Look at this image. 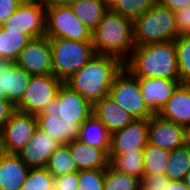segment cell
Returning <instances> with one entry per match:
<instances>
[{
  "mask_svg": "<svg viewBox=\"0 0 190 190\" xmlns=\"http://www.w3.org/2000/svg\"><path fill=\"white\" fill-rule=\"evenodd\" d=\"M24 0H0V26L9 19Z\"/></svg>",
  "mask_w": 190,
  "mask_h": 190,
  "instance_id": "38",
  "label": "cell"
},
{
  "mask_svg": "<svg viewBox=\"0 0 190 190\" xmlns=\"http://www.w3.org/2000/svg\"><path fill=\"white\" fill-rule=\"evenodd\" d=\"M2 128L7 152L17 154L33 137L38 122L36 115L16 110Z\"/></svg>",
  "mask_w": 190,
  "mask_h": 190,
  "instance_id": "13",
  "label": "cell"
},
{
  "mask_svg": "<svg viewBox=\"0 0 190 190\" xmlns=\"http://www.w3.org/2000/svg\"><path fill=\"white\" fill-rule=\"evenodd\" d=\"M32 39L26 33H20L15 30H4L0 26V57L14 62L18 58L19 52Z\"/></svg>",
  "mask_w": 190,
  "mask_h": 190,
  "instance_id": "25",
  "label": "cell"
},
{
  "mask_svg": "<svg viewBox=\"0 0 190 190\" xmlns=\"http://www.w3.org/2000/svg\"><path fill=\"white\" fill-rule=\"evenodd\" d=\"M14 63L31 76L53 75L51 45L48 36L33 38Z\"/></svg>",
  "mask_w": 190,
  "mask_h": 190,
  "instance_id": "11",
  "label": "cell"
},
{
  "mask_svg": "<svg viewBox=\"0 0 190 190\" xmlns=\"http://www.w3.org/2000/svg\"><path fill=\"white\" fill-rule=\"evenodd\" d=\"M157 115L184 127L190 124V84H180Z\"/></svg>",
  "mask_w": 190,
  "mask_h": 190,
  "instance_id": "17",
  "label": "cell"
},
{
  "mask_svg": "<svg viewBox=\"0 0 190 190\" xmlns=\"http://www.w3.org/2000/svg\"><path fill=\"white\" fill-rule=\"evenodd\" d=\"M70 7L77 18L93 31L109 6L101 0H77Z\"/></svg>",
  "mask_w": 190,
  "mask_h": 190,
  "instance_id": "24",
  "label": "cell"
},
{
  "mask_svg": "<svg viewBox=\"0 0 190 190\" xmlns=\"http://www.w3.org/2000/svg\"><path fill=\"white\" fill-rule=\"evenodd\" d=\"M77 139L84 144L103 149L107 154L109 153L111 133L94 114H91L80 125Z\"/></svg>",
  "mask_w": 190,
  "mask_h": 190,
  "instance_id": "23",
  "label": "cell"
},
{
  "mask_svg": "<svg viewBox=\"0 0 190 190\" xmlns=\"http://www.w3.org/2000/svg\"><path fill=\"white\" fill-rule=\"evenodd\" d=\"M77 170H105L109 166L108 154L100 148L84 144L78 139L67 143Z\"/></svg>",
  "mask_w": 190,
  "mask_h": 190,
  "instance_id": "19",
  "label": "cell"
},
{
  "mask_svg": "<svg viewBox=\"0 0 190 190\" xmlns=\"http://www.w3.org/2000/svg\"><path fill=\"white\" fill-rule=\"evenodd\" d=\"M148 143L170 151L182 147L186 144L185 127L153 115L149 119Z\"/></svg>",
  "mask_w": 190,
  "mask_h": 190,
  "instance_id": "14",
  "label": "cell"
},
{
  "mask_svg": "<svg viewBox=\"0 0 190 190\" xmlns=\"http://www.w3.org/2000/svg\"><path fill=\"white\" fill-rule=\"evenodd\" d=\"M158 3V0H113L109 8L134 21Z\"/></svg>",
  "mask_w": 190,
  "mask_h": 190,
  "instance_id": "30",
  "label": "cell"
},
{
  "mask_svg": "<svg viewBox=\"0 0 190 190\" xmlns=\"http://www.w3.org/2000/svg\"><path fill=\"white\" fill-rule=\"evenodd\" d=\"M62 144L39 128L17 155L29 168L46 167L50 155Z\"/></svg>",
  "mask_w": 190,
  "mask_h": 190,
  "instance_id": "15",
  "label": "cell"
},
{
  "mask_svg": "<svg viewBox=\"0 0 190 190\" xmlns=\"http://www.w3.org/2000/svg\"><path fill=\"white\" fill-rule=\"evenodd\" d=\"M11 63L10 60L0 57V71H4Z\"/></svg>",
  "mask_w": 190,
  "mask_h": 190,
  "instance_id": "44",
  "label": "cell"
},
{
  "mask_svg": "<svg viewBox=\"0 0 190 190\" xmlns=\"http://www.w3.org/2000/svg\"><path fill=\"white\" fill-rule=\"evenodd\" d=\"M178 35H190V6L174 11Z\"/></svg>",
  "mask_w": 190,
  "mask_h": 190,
  "instance_id": "37",
  "label": "cell"
},
{
  "mask_svg": "<svg viewBox=\"0 0 190 190\" xmlns=\"http://www.w3.org/2000/svg\"><path fill=\"white\" fill-rule=\"evenodd\" d=\"M190 171V145L185 144L171 151L170 160L165 170V176L169 180H184Z\"/></svg>",
  "mask_w": 190,
  "mask_h": 190,
  "instance_id": "28",
  "label": "cell"
},
{
  "mask_svg": "<svg viewBox=\"0 0 190 190\" xmlns=\"http://www.w3.org/2000/svg\"><path fill=\"white\" fill-rule=\"evenodd\" d=\"M54 177L71 172H78L76 163L71 156L67 144H62L49 157L45 167Z\"/></svg>",
  "mask_w": 190,
  "mask_h": 190,
  "instance_id": "29",
  "label": "cell"
},
{
  "mask_svg": "<svg viewBox=\"0 0 190 190\" xmlns=\"http://www.w3.org/2000/svg\"><path fill=\"white\" fill-rule=\"evenodd\" d=\"M108 96L134 119H150L154 115L142 97L139 78L126 67L115 76Z\"/></svg>",
  "mask_w": 190,
  "mask_h": 190,
  "instance_id": "6",
  "label": "cell"
},
{
  "mask_svg": "<svg viewBox=\"0 0 190 190\" xmlns=\"http://www.w3.org/2000/svg\"><path fill=\"white\" fill-rule=\"evenodd\" d=\"M49 38L92 42V31L74 14L70 6L46 7V32Z\"/></svg>",
  "mask_w": 190,
  "mask_h": 190,
  "instance_id": "7",
  "label": "cell"
},
{
  "mask_svg": "<svg viewBox=\"0 0 190 190\" xmlns=\"http://www.w3.org/2000/svg\"><path fill=\"white\" fill-rule=\"evenodd\" d=\"M144 170L143 175H165L171 151L147 144L143 150Z\"/></svg>",
  "mask_w": 190,
  "mask_h": 190,
  "instance_id": "27",
  "label": "cell"
},
{
  "mask_svg": "<svg viewBox=\"0 0 190 190\" xmlns=\"http://www.w3.org/2000/svg\"><path fill=\"white\" fill-rule=\"evenodd\" d=\"M92 45L95 53L114 56L125 63L135 48L133 21L108 7L92 31Z\"/></svg>",
  "mask_w": 190,
  "mask_h": 190,
  "instance_id": "3",
  "label": "cell"
},
{
  "mask_svg": "<svg viewBox=\"0 0 190 190\" xmlns=\"http://www.w3.org/2000/svg\"><path fill=\"white\" fill-rule=\"evenodd\" d=\"M179 81L190 84V35H179L175 40Z\"/></svg>",
  "mask_w": 190,
  "mask_h": 190,
  "instance_id": "32",
  "label": "cell"
},
{
  "mask_svg": "<svg viewBox=\"0 0 190 190\" xmlns=\"http://www.w3.org/2000/svg\"><path fill=\"white\" fill-rule=\"evenodd\" d=\"M103 1L104 3H106L108 6L110 5V3L113 1V0H101Z\"/></svg>",
  "mask_w": 190,
  "mask_h": 190,
  "instance_id": "48",
  "label": "cell"
},
{
  "mask_svg": "<svg viewBox=\"0 0 190 190\" xmlns=\"http://www.w3.org/2000/svg\"><path fill=\"white\" fill-rule=\"evenodd\" d=\"M31 75L12 62L2 72V97L16 105L23 97Z\"/></svg>",
  "mask_w": 190,
  "mask_h": 190,
  "instance_id": "21",
  "label": "cell"
},
{
  "mask_svg": "<svg viewBox=\"0 0 190 190\" xmlns=\"http://www.w3.org/2000/svg\"><path fill=\"white\" fill-rule=\"evenodd\" d=\"M64 82L54 75L31 76L22 99L15 105L16 110L37 115L57 97Z\"/></svg>",
  "mask_w": 190,
  "mask_h": 190,
  "instance_id": "9",
  "label": "cell"
},
{
  "mask_svg": "<svg viewBox=\"0 0 190 190\" xmlns=\"http://www.w3.org/2000/svg\"><path fill=\"white\" fill-rule=\"evenodd\" d=\"M105 170H79V190H103Z\"/></svg>",
  "mask_w": 190,
  "mask_h": 190,
  "instance_id": "34",
  "label": "cell"
},
{
  "mask_svg": "<svg viewBox=\"0 0 190 190\" xmlns=\"http://www.w3.org/2000/svg\"><path fill=\"white\" fill-rule=\"evenodd\" d=\"M124 67L138 78H167L179 81L175 41L135 46Z\"/></svg>",
  "mask_w": 190,
  "mask_h": 190,
  "instance_id": "2",
  "label": "cell"
},
{
  "mask_svg": "<svg viewBox=\"0 0 190 190\" xmlns=\"http://www.w3.org/2000/svg\"><path fill=\"white\" fill-rule=\"evenodd\" d=\"M93 111V104L72 90L65 83L59 88L57 97L37 115L59 116L66 123L84 122Z\"/></svg>",
  "mask_w": 190,
  "mask_h": 190,
  "instance_id": "8",
  "label": "cell"
},
{
  "mask_svg": "<svg viewBox=\"0 0 190 190\" xmlns=\"http://www.w3.org/2000/svg\"><path fill=\"white\" fill-rule=\"evenodd\" d=\"M45 7L51 6H70L77 0H40Z\"/></svg>",
  "mask_w": 190,
  "mask_h": 190,
  "instance_id": "41",
  "label": "cell"
},
{
  "mask_svg": "<svg viewBox=\"0 0 190 190\" xmlns=\"http://www.w3.org/2000/svg\"><path fill=\"white\" fill-rule=\"evenodd\" d=\"M109 165L121 172L142 179L144 170L143 151H135L123 155H108Z\"/></svg>",
  "mask_w": 190,
  "mask_h": 190,
  "instance_id": "26",
  "label": "cell"
},
{
  "mask_svg": "<svg viewBox=\"0 0 190 190\" xmlns=\"http://www.w3.org/2000/svg\"><path fill=\"white\" fill-rule=\"evenodd\" d=\"M30 168L14 153L0 157V186L2 190H20Z\"/></svg>",
  "mask_w": 190,
  "mask_h": 190,
  "instance_id": "20",
  "label": "cell"
},
{
  "mask_svg": "<svg viewBox=\"0 0 190 190\" xmlns=\"http://www.w3.org/2000/svg\"><path fill=\"white\" fill-rule=\"evenodd\" d=\"M20 190H54V176L44 168H30Z\"/></svg>",
  "mask_w": 190,
  "mask_h": 190,
  "instance_id": "33",
  "label": "cell"
},
{
  "mask_svg": "<svg viewBox=\"0 0 190 190\" xmlns=\"http://www.w3.org/2000/svg\"><path fill=\"white\" fill-rule=\"evenodd\" d=\"M183 181L185 185L190 189V171L185 175Z\"/></svg>",
  "mask_w": 190,
  "mask_h": 190,
  "instance_id": "46",
  "label": "cell"
},
{
  "mask_svg": "<svg viewBox=\"0 0 190 190\" xmlns=\"http://www.w3.org/2000/svg\"><path fill=\"white\" fill-rule=\"evenodd\" d=\"M135 46L175 40L178 30L174 11L159 2L133 21Z\"/></svg>",
  "mask_w": 190,
  "mask_h": 190,
  "instance_id": "4",
  "label": "cell"
},
{
  "mask_svg": "<svg viewBox=\"0 0 190 190\" xmlns=\"http://www.w3.org/2000/svg\"><path fill=\"white\" fill-rule=\"evenodd\" d=\"M149 119H134L125 128L111 133L108 155L143 151L148 144Z\"/></svg>",
  "mask_w": 190,
  "mask_h": 190,
  "instance_id": "12",
  "label": "cell"
},
{
  "mask_svg": "<svg viewBox=\"0 0 190 190\" xmlns=\"http://www.w3.org/2000/svg\"><path fill=\"white\" fill-rule=\"evenodd\" d=\"M180 84V81L167 78H139L142 97L154 115L159 113Z\"/></svg>",
  "mask_w": 190,
  "mask_h": 190,
  "instance_id": "16",
  "label": "cell"
},
{
  "mask_svg": "<svg viewBox=\"0 0 190 190\" xmlns=\"http://www.w3.org/2000/svg\"><path fill=\"white\" fill-rule=\"evenodd\" d=\"M158 2L172 11L190 6V0H158Z\"/></svg>",
  "mask_w": 190,
  "mask_h": 190,
  "instance_id": "40",
  "label": "cell"
},
{
  "mask_svg": "<svg viewBox=\"0 0 190 190\" xmlns=\"http://www.w3.org/2000/svg\"><path fill=\"white\" fill-rule=\"evenodd\" d=\"M1 27L26 33L32 38L45 36L46 7L40 0H24Z\"/></svg>",
  "mask_w": 190,
  "mask_h": 190,
  "instance_id": "10",
  "label": "cell"
},
{
  "mask_svg": "<svg viewBox=\"0 0 190 190\" xmlns=\"http://www.w3.org/2000/svg\"><path fill=\"white\" fill-rule=\"evenodd\" d=\"M2 72L0 71V98H2Z\"/></svg>",
  "mask_w": 190,
  "mask_h": 190,
  "instance_id": "47",
  "label": "cell"
},
{
  "mask_svg": "<svg viewBox=\"0 0 190 190\" xmlns=\"http://www.w3.org/2000/svg\"><path fill=\"white\" fill-rule=\"evenodd\" d=\"M123 67L120 59L95 53L64 83L93 104L108 95L115 76Z\"/></svg>",
  "mask_w": 190,
  "mask_h": 190,
  "instance_id": "1",
  "label": "cell"
},
{
  "mask_svg": "<svg viewBox=\"0 0 190 190\" xmlns=\"http://www.w3.org/2000/svg\"><path fill=\"white\" fill-rule=\"evenodd\" d=\"M3 128L0 126V157L7 155Z\"/></svg>",
  "mask_w": 190,
  "mask_h": 190,
  "instance_id": "43",
  "label": "cell"
},
{
  "mask_svg": "<svg viewBox=\"0 0 190 190\" xmlns=\"http://www.w3.org/2000/svg\"><path fill=\"white\" fill-rule=\"evenodd\" d=\"M38 128L61 144L76 140L83 122L66 123L59 116L36 115Z\"/></svg>",
  "mask_w": 190,
  "mask_h": 190,
  "instance_id": "22",
  "label": "cell"
},
{
  "mask_svg": "<svg viewBox=\"0 0 190 190\" xmlns=\"http://www.w3.org/2000/svg\"><path fill=\"white\" fill-rule=\"evenodd\" d=\"M51 45L53 75L66 82L95 54L92 42L65 38H49Z\"/></svg>",
  "mask_w": 190,
  "mask_h": 190,
  "instance_id": "5",
  "label": "cell"
},
{
  "mask_svg": "<svg viewBox=\"0 0 190 190\" xmlns=\"http://www.w3.org/2000/svg\"><path fill=\"white\" fill-rule=\"evenodd\" d=\"M16 111V106L4 97L0 98V126L2 127Z\"/></svg>",
  "mask_w": 190,
  "mask_h": 190,
  "instance_id": "39",
  "label": "cell"
},
{
  "mask_svg": "<svg viewBox=\"0 0 190 190\" xmlns=\"http://www.w3.org/2000/svg\"><path fill=\"white\" fill-rule=\"evenodd\" d=\"M165 190H190L183 180H169Z\"/></svg>",
  "mask_w": 190,
  "mask_h": 190,
  "instance_id": "42",
  "label": "cell"
},
{
  "mask_svg": "<svg viewBox=\"0 0 190 190\" xmlns=\"http://www.w3.org/2000/svg\"><path fill=\"white\" fill-rule=\"evenodd\" d=\"M186 144L190 145V124L185 127Z\"/></svg>",
  "mask_w": 190,
  "mask_h": 190,
  "instance_id": "45",
  "label": "cell"
},
{
  "mask_svg": "<svg viewBox=\"0 0 190 190\" xmlns=\"http://www.w3.org/2000/svg\"><path fill=\"white\" fill-rule=\"evenodd\" d=\"M54 190H79L78 172L54 177Z\"/></svg>",
  "mask_w": 190,
  "mask_h": 190,
  "instance_id": "36",
  "label": "cell"
},
{
  "mask_svg": "<svg viewBox=\"0 0 190 190\" xmlns=\"http://www.w3.org/2000/svg\"><path fill=\"white\" fill-rule=\"evenodd\" d=\"M94 114L110 133L125 128L134 118L108 95L93 103Z\"/></svg>",
  "mask_w": 190,
  "mask_h": 190,
  "instance_id": "18",
  "label": "cell"
},
{
  "mask_svg": "<svg viewBox=\"0 0 190 190\" xmlns=\"http://www.w3.org/2000/svg\"><path fill=\"white\" fill-rule=\"evenodd\" d=\"M103 190H140V179L118 172L109 165L105 169Z\"/></svg>",
  "mask_w": 190,
  "mask_h": 190,
  "instance_id": "31",
  "label": "cell"
},
{
  "mask_svg": "<svg viewBox=\"0 0 190 190\" xmlns=\"http://www.w3.org/2000/svg\"><path fill=\"white\" fill-rule=\"evenodd\" d=\"M169 179L163 175H143L140 180V190H165Z\"/></svg>",
  "mask_w": 190,
  "mask_h": 190,
  "instance_id": "35",
  "label": "cell"
}]
</instances>
